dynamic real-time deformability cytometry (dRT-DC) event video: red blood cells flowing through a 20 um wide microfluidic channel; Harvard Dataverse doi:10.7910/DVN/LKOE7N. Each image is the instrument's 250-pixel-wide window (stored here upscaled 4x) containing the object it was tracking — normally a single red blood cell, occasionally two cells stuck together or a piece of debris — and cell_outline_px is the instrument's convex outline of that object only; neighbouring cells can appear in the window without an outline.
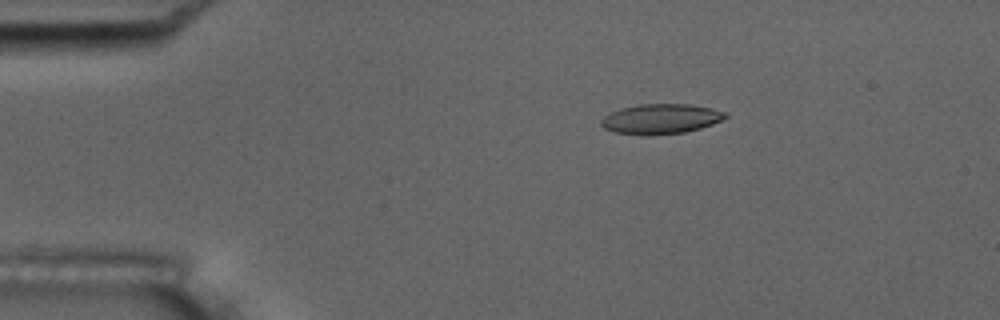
{"species": "common noctule bat (a hibernating species)", "species_latin": "Nyctalus noctula", "temperature_condition": "room temperature", "stored_images_in_passage": 8, "camera_frame_rate_fps": 3000, "um_per_image_px": 0.085, "animal": {"sex": "male", "body_mass_g": 17.5, "forearm_length_mm": 52.3}, "frame": {"image": 1, "passage_image": 3, "time_ms": 2.333, "image_size_px": [1000, 320], "cell_outline_px": [[728, 116], [712, 124], [700, 128], [684, 132], [648, 136], [640, 136], [616, 132], [604, 128], [600, 124], [600, 120], [608, 112], [620, 108], [640, 104], [692, 104], [712, 108], [728, 112]], "centroid_in_image_um": [56.14, 10.11], "position_along_channel_um": 28.9, "area_um2": 22.02}}